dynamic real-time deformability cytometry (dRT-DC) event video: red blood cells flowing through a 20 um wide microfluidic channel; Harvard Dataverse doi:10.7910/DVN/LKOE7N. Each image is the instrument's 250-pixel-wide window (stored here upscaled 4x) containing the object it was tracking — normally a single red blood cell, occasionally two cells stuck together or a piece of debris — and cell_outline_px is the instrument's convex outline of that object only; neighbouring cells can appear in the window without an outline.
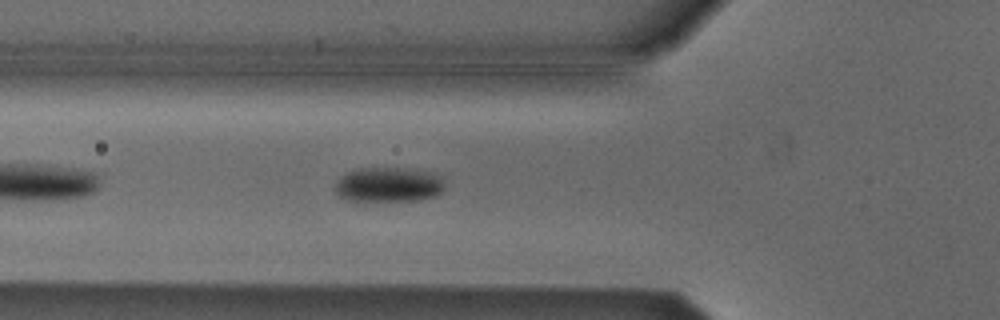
{"species": "Egyptian fruit bat (a non-hibernating species)", "species_latin": "Rousettus aegyptiacus", "temperature_condition": "cold", "stored_images_in_passage": 40, "camera_frame_rate_fps": 3000, "um_per_image_px": 0.085, "animal": {"sex": "male"}, "frame": {"image": 1, "passage_image": 6, "time_ms": 1.667, "image_size_px": [1000, 320], "cell_outline_px": [[444, 188], [436, 196], [420, 200], [356, 204], [344, 200], [332, 188], [336, 180], [340, 176], [356, 168], [416, 168], [432, 172], [444, 176]], "centroid_in_image_um": [32.98, 15.74], "position_along_channel_um": 92.8, "area_um2": 23.81}}
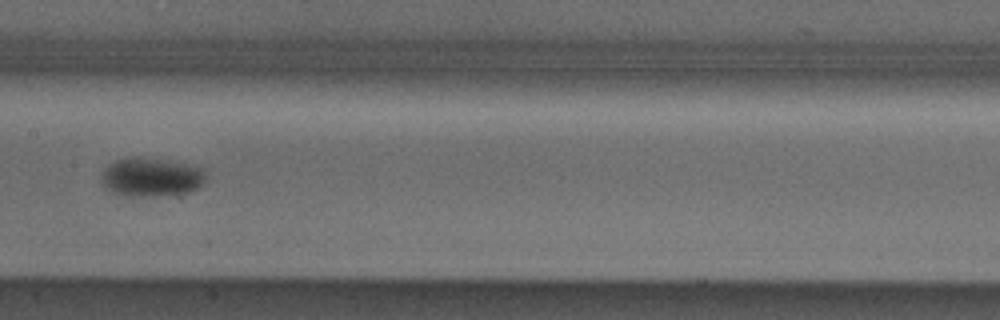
{"frame": {"image": 2, "passage_image": 14, "time_ms": 4.333, "image_size_px": [1000, 320], "cell_outline_px": [[204, 184], [200, 188], [188, 192], [168, 196], [128, 196], [112, 192], [100, 184], [100, 176], [104, 168], [108, 164], [116, 160], [132, 156], [144, 156], [168, 160], [204, 168]], "centroid_in_image_um": [12.83, 15.05], "position_along_channel_um": 194.6, "area_um2": 24.28}}
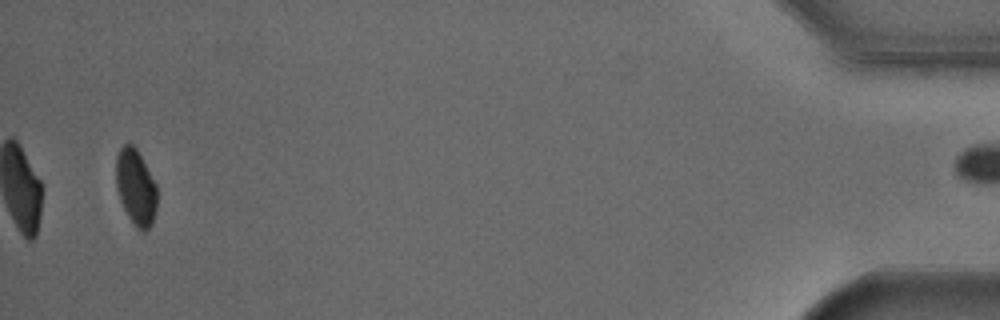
{"frame": {"image": 3, "passage_image": 39, "time_ms": 12.667, "image_size_px": [1000, 320], "cell_outline_px": [[156, 208], [152, 224], [144, 232], [128, 216], [120, 200], [116, 188], [116, 156], [120, 148], [124, 144], [132, 144], [136, 148], [156, 184]], "centroid_in_image_um": [11.53, 15.88], "position_along_channel_um": 423.7, "area_um2": 17.8}, "authors_computed_cell_mechanics": {"area_um2": 22.6865, "velocity_mm_per_s": 3.8167, "shape_relaxation_time_tau1_ms": 2.4453, "shape_relaxation_time_tau2_ms": null, "deformation_change_tau1": 0.0802, "deformation_change_tau2": null}}